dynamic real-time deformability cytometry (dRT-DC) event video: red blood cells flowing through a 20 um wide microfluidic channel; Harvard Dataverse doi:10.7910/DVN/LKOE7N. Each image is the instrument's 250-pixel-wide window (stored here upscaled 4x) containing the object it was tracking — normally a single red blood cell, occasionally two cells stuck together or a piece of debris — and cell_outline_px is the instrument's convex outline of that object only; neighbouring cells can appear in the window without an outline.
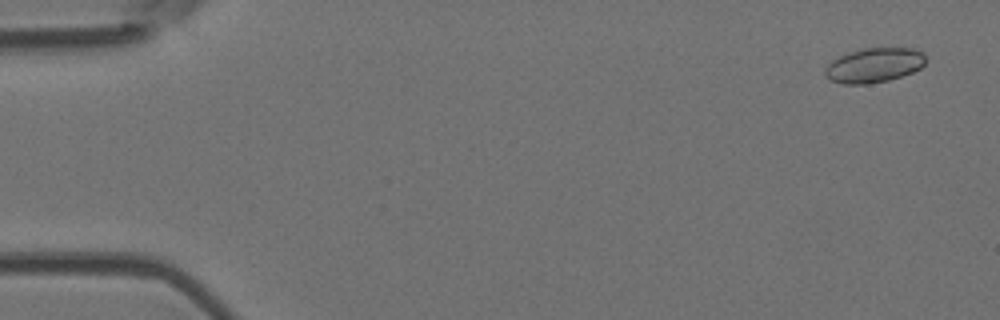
{"species": "Egyptian fruit bat (a non-hibernating species)", "species_latin": "Rousettus aegyptiacus", "temperature_condition": "room temperature", "stored_images_in_passage": 6, "camera_frame_rate_fps": 3000, "um_per_image_px": 0.085, "animal": {"sex": "female"}, "frame": {"image": 1, "passage_image": 1, "time_ms": 0.0, "image_size_px": [1000, 320], "cell_outline_px": [[924, 64], [920, 68], [912, 72], [888, 80], [868, 84], [844, 84], [828, 80], [824, 76], [824, 68], [832, 60], [840, 56], [864, 48], [912, 48], [924, 52]], "centroid_in_image_um": [74.26, 5.55], "position_along_channel_um": 10.7, "area_um2": 20.23}}
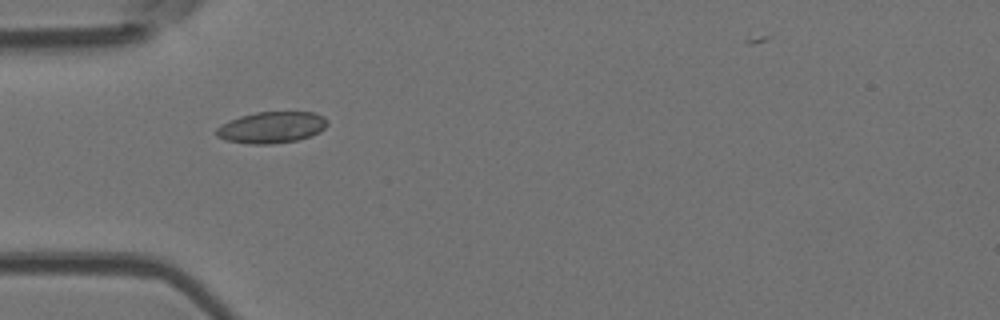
{"frame": {"image": 2, "passage_image": 5, "time_ms": 4.667, "image_size_px": [1000, 320], "cell_outline_px": [[328, 124], [320, 132], [296, 140], [272, 144], [248, 144], [224, 140], [216, 136], [216, 128], [240, 116], [256, 112], [316, 112], [324, 116], [328, 120]], "centroid_in_image_um": [23.11, 10.83], "position_along_channel_um": 61.9, "area_um2": 20.29}}
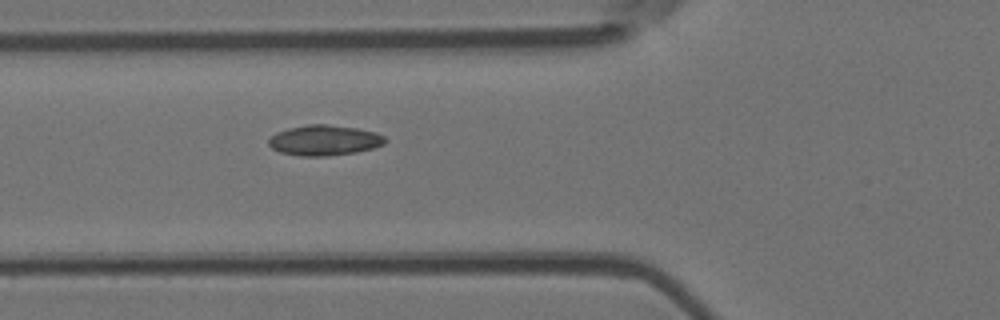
{"frame": {"image": 3, "passage_image": 6, "time_ms": 5.667, "image_size_px": [1000, 320], "cell_outline_px": [[388, 140], [384, 144], [372, 148], [356, 152], [328, 156], [300, 156], [280, 152], [272, 148], [268, 144], [268, 140], [276, 132], [288, 128], [308, 124], [328, 124], [356, 128], [376, 132], [384, 136]], "centroid_in_image_um": [27.57, 11.92], "position_along_channel_um": 98.2, "area_um2": 20.69}}